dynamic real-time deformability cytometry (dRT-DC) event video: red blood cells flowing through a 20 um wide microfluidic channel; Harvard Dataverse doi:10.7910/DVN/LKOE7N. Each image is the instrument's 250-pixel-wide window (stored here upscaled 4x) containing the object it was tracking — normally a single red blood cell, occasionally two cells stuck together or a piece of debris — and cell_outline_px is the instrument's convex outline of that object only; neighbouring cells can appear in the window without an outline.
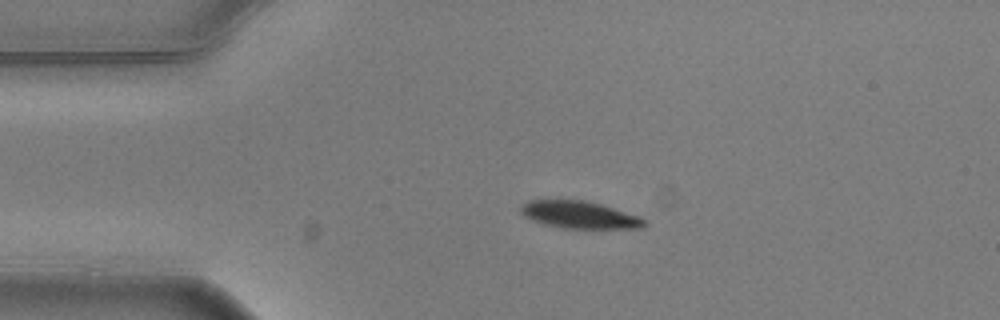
{"species": "common noctule bat (a hibernating species)", "species_latin": "Nyctalus noctula", "temperature_condition": "warm", "stored_images_in_passage": 2, "camera_frame_rate_fps": 3000, "um_per_image_px": 0.085, "animal": {"sex": "male", "body_mass_g": 20.5, "forearm_length_mm": 52.5}, "frame": {"image": 1, "passage_image": 1, "time_ms": 0.0, "image_size_px": [1000, 320], "cell_outline_px": [[648, 224], [640, 228], [564, 228], [544, 224], [524, 216], [520, 212], [520, 208], [528, 200], [584, 200], [600, 204], [636, 216], [644, 220]], "centroid_in_image_um": [49.21, 18.26], "position_along_channel_um": 35.8, "area_um2": 19.19}}